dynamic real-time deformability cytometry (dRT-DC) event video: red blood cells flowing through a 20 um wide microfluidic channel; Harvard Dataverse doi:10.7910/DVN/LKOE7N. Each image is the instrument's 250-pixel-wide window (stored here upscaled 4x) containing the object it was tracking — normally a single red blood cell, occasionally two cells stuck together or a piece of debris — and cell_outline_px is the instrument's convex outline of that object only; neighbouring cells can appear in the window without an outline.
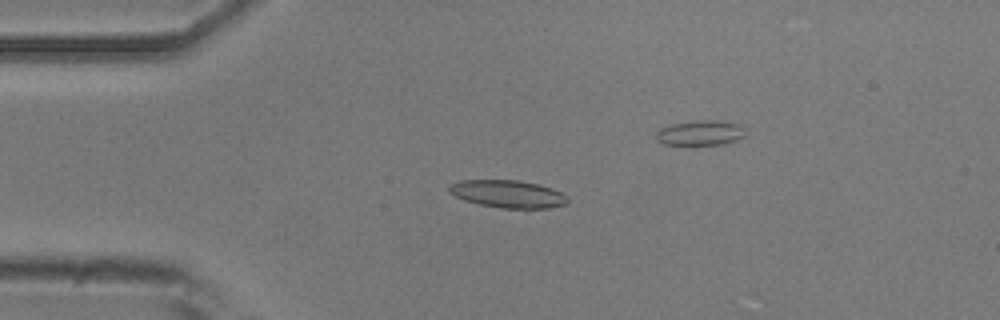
{"species": "common noctule bat (a hibernating species)", "species_latin": "Nyctalus noctula", "temperature_condition": "room temperature", "stored_images_in_passage": 22, "camera_frame_rate_fps": 3000, "um_per_image_px": 0.085, "animal": {"sex": "male", "body_mass_g": 20.5, "forearm_length_mm": 52.5}, "frame": {"image": 1, "passage_image": 13, "time_ms": 4.0, "image_size_px": [1000, 320], "cell_outline_px": [[568, 204], [528, 212], [500, 208], [480, 204], [464, 200], [448, 192], [448, 188], [452, 184], [460, 180], [520, 180], [552, 188], [568, 196]], "centroid_in_image_um": [43.24, 16.53], "position_along_channel_um": 41.8, "area_um2": 19.71}}